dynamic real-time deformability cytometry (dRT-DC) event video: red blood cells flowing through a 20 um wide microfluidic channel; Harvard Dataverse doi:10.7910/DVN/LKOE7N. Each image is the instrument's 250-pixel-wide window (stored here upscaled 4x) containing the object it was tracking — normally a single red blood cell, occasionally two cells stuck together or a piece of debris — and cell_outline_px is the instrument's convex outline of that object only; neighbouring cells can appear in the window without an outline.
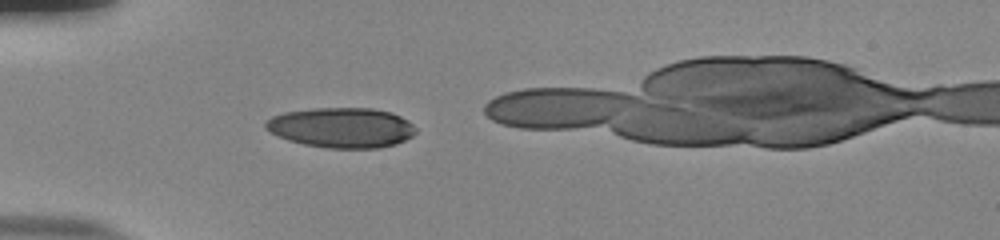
{"species": "human", "species_latin": "Homo sapiens", "temperature_condition": "room temperature", "stored_images_in_passage": 29, "camera_frame_rate_fps": 3000, "um_per_image_px": 0.085, "donor": {"sex": "male"}, "frame": {"image": 1, "passage_image": 1, "time_ms": 0.0, "image_size_px": [1000, 240], "cell_outline_px": [[416, 132], [412, 136], [396, 144], [380, 148], [328, 148], [304, 144], [288, 140], [264, 128], [264, 124], [272, 116], [284, 112], [312, 108], [372, 108], [392, 112], [408, 120], [416, 128]], "centroid_in_image_um": [29.05, 10.84], "position_along_channel_um": 55.9, "area_um2": 35.14}}
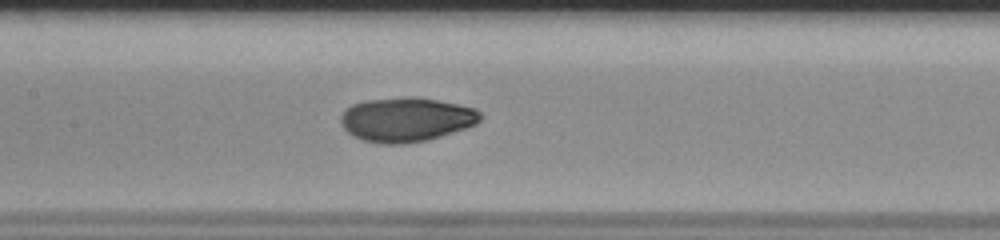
{"frame": {"image": 2, "passage_image": 11, "time_ms": 3.333, "image_size_px": [1000, 240], "cell_outline_px": [[480, 120], [476, 124], [428, 140], [404, 144], [380, 144], [364, 140], [348, 132], [344, 128], [340, 120], [340, 116], [352, 104], [364, 100], [408, 96], [416, 96], [476, 108], [480, 112]], "centroid_in_image_um": [34.52, 10.15], "position_along_channel_um": 172.9, "area_um2": 35.89}}
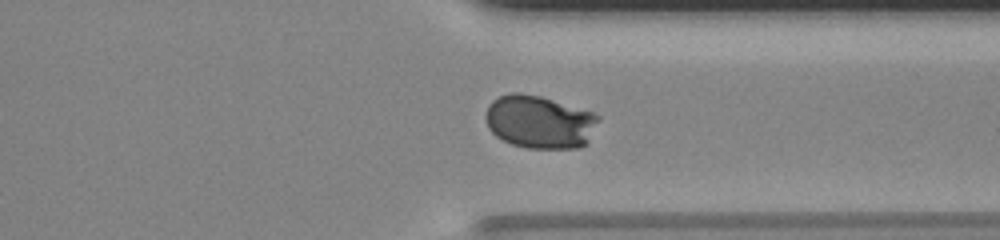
{"frame": {"image": 3, "passage_image": 26, "time_ms": 8.333, "image_size_px": [1000, 240], "cell_outline_px": [[600, 120], [588, 144], [580, 148], [528, 148], [512, 144], [496, 136], [488, 128], [484, 116], [488, 104], [492, 100], [500, 96], [512, 92], [520, 92], [540, 96], [592, 112], [600, 116]], "centroid_in_image_um": [45.87, 10.36], "position_along_channel_um": 365.5, "area_um2": 35.2}}